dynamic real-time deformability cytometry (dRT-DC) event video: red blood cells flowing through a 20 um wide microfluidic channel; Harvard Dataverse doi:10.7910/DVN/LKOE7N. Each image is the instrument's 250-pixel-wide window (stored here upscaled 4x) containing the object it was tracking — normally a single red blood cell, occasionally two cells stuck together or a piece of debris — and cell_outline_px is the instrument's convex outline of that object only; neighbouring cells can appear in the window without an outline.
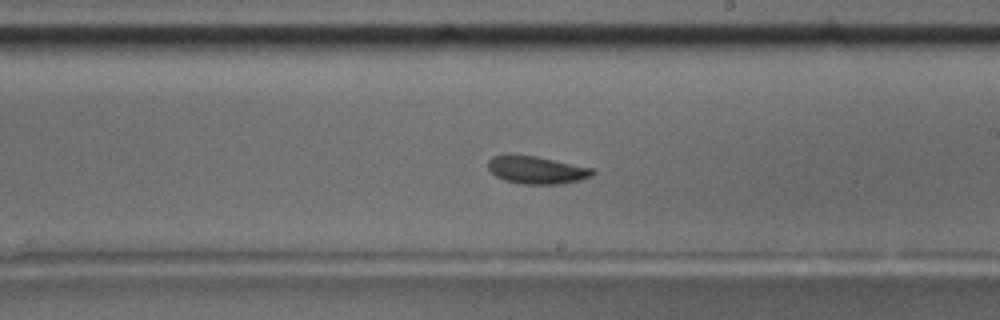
{"species": "common noctule bat (a hibernating species)", "species_latin": "Nyctalus noctula", "temperature_condition": "room temperature", "stored_images_in_passage": 55, "camera_frame_rate_fps": 3000, "um_per_image_px": 0.085, "animal": {"sex": "male", "body_mass_g": 17.5, "forearm_length_mm": 52.3}, "frame": {"image": 1, "passage_image": 32, "time_ms": 10.333, "image_size_px": [1000, 320], "cell_outline_px": [[596, 172], [592, 176], [580, 180], [560, 184], [524, 184], [504, 180], [496, 176], [488, 168], [488, 160], [492, 156], [504, 152], [508, 152], [536, 156], [592, 168]], "centroid_in_image_um": [45.56, 14.41], "position_along_channel_um": 243.4, "area_um2": 17.22}}
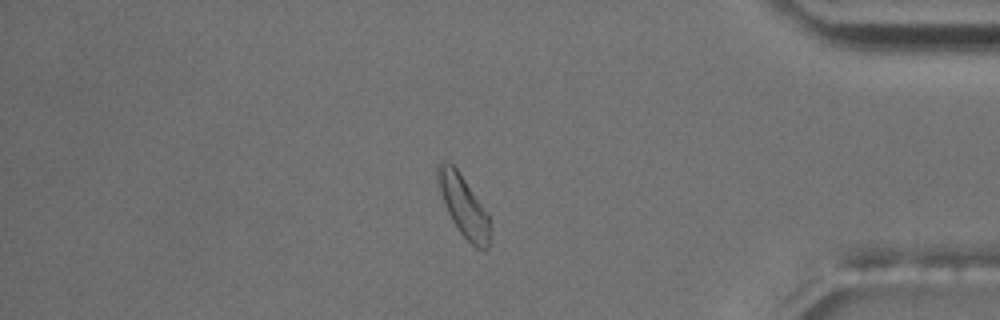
{"frame": {"image": 2, "passage_image": 47, "time_ms": 15.333, "image_size_px": [1000, 320], "cell_outline_px": [[492, 244], [484, 252], [476, 248], [460, 232], [452, 220], [448, 212], [436, 184], [436, 164], [440, 160], [448, 160], [456, 168], [488, 212], [492, 240]], "centroid_in_image_um": [39.41, 17.51], "position_along_channel_um": 395.8, "area_um2": 19.13}, "authors_computed_cell_mechanics": {"area_um2": 17.1088, "velocity_mm_per_s": 3.6342, "shape_relaxation_time_tau1_ms": 4.3046, "shape_relaxation_time_tau2_ms": null, "deformation_change_tau1": 0.128, "deformation_change_tau2": null}}